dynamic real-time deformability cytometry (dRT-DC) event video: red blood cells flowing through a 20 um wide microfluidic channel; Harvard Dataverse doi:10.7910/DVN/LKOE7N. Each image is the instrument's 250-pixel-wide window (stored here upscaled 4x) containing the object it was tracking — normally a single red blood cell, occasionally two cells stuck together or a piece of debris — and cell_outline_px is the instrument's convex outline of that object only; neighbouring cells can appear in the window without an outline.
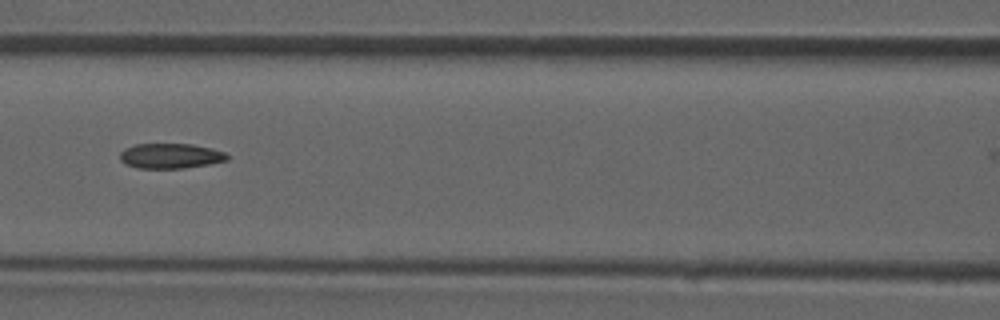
{"species": "common noctule bat (a hibernating species)", "species_latin": "Nyctalus noctula", "temperature_condition": "room temperature", "stored_images_in_passage": 46, "camera_frame_rate_fps": 3000, "um_per_image_px": 0.085, "animal": {"sex": "male", "forearm_length_mm": 52.5}, "frame": {"image": 1, "passage_image": 20, "time_ms": 6.333, "image_size_px": [1000, 320], "cell_outline_px": [[228, 160], [208, 164], [184, 168], [136, 168], [124, 164], [120, 160], [120, 152], [124, 148], [136, 144], [192, 144], [212, 148], [224, 152], [228, 156]], "centroid_in_image_um": [14.46, 13.25], "position_along_channel_um": 152.1, "area_um2": 15.72}}